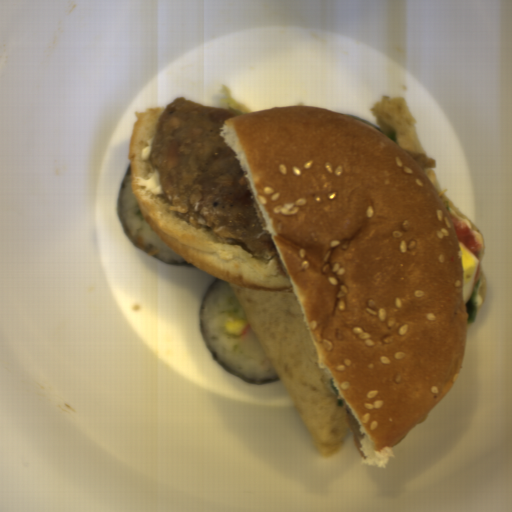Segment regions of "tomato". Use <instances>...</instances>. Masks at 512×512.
<instances>
[{"label":"tomato","instance_id":"512abeb7","mask_svg":"<svg viewBox=\"0 0 512 512\" xmlns=\"http://www.w3.org/2000/svg\"><path fill=\"white\" fill-rule=\"evenodd\" d=\"M449 215L454 226L459 243L463 247H465L472 255H474L478 260L479 266L473 282L474 284L477 282L481 273V263L478 256L482 250V244L479 242V240L476 238V236L473 234V232L470 230V228L467 226L465 222H463L456 216L452 215L451 213H449Z\"/></svg>","mask_w":512,"mask_h":512}]
</instances>
